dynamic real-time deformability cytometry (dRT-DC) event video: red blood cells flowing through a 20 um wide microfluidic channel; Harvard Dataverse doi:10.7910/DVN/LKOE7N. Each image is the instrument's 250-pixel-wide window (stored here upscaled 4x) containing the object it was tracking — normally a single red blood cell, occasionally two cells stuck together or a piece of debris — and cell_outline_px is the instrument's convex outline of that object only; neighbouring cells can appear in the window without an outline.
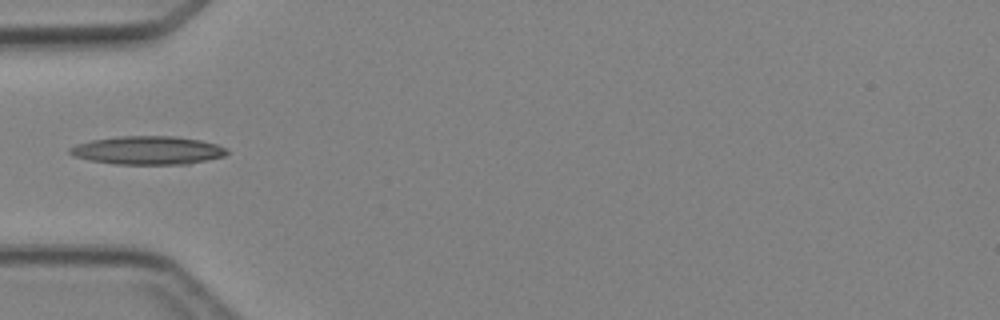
{"species": "Egyptian fruit bat (a non-hibernating species)", "species_latin": "Rousettus aegyptiacus", "temperature_condition": "cold", "stored_images_in_passage": 3, "camera_frame_rate_fps": 3000, "um_per_image_px": 0.085, "animal": {"sex": "female"}, "frame": {"image": 1, "passage_image": 3, "time_ms": 3.0, "image_size_px": [1000, 320], "cell_outline_px": [[228, 152], [224, 156], [188, 164], [116, 164], [88, 160], [72, 156], [68, 152], [68, 148], [76, 144], [92, 140], [116, 136], [176, 136], [200, 140], [216, 144], [228, 148]], "centroid_in_image_um": [12.53, 12.77], "position_along_channel_um": 72.5, "area_um2": 26.13}}